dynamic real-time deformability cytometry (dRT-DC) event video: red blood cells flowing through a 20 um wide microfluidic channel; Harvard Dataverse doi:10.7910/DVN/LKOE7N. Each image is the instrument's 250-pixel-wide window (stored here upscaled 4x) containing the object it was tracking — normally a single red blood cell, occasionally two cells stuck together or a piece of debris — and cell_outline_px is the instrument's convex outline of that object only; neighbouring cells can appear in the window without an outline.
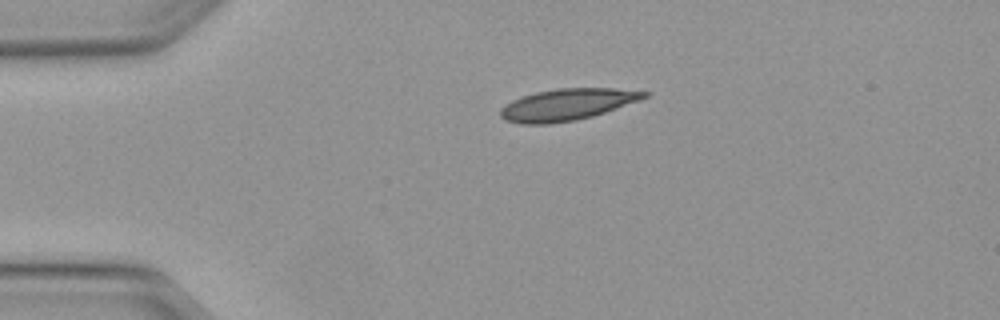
{"species": "Egyptian fruit bat (a non-hibernating species)", "species_latin": "Rousettus aegyptiacus", "temperature_condition": "warm", "stored_images_in_passage": 39, "camera_frame_rate_fps": 3000, "um_per_image_px": 0.085, "animal": {"sex": "female"}, "frame": {"image": 1, "passage_image": 1, "time_ms": 0.0, "image_size_px": [1000, 320], "cell_outline_px": [[652, 92], [648, 96], [640, 100], [592, 116], [576, 120], [548, 124], [520, 124], [504, 120], [500, 116], [500, 108], [512, 100], [536, 92], [556, 88], [612, 88]], "centroid_in_image_um": [48.19, 8.89], "position_along_channel_um": 36.8, "area_um2": 26.47}}
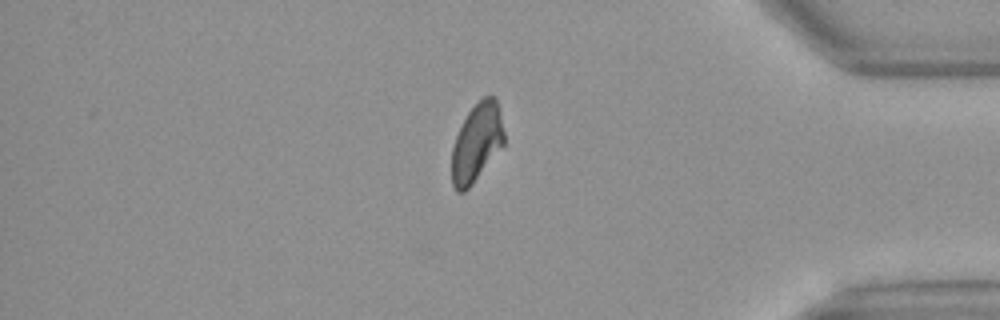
{"frame": {"image": 2, "passage_image": 32, "time_ms": 10.333, "image_size_px": [1000, 320], "cell_outline_px": [[504, 144], [472, 184], [464, 192], [456, 192], [452, 184], [452, 148], [456, 136], [468, 112], [484, 96], [492, 96], [496, 100], [500, 112], [504, 132]], "centroid_in_image_um": [40.51, 12.14], "position_along_channel_um": 394.7, "area_um2": 23.47}}
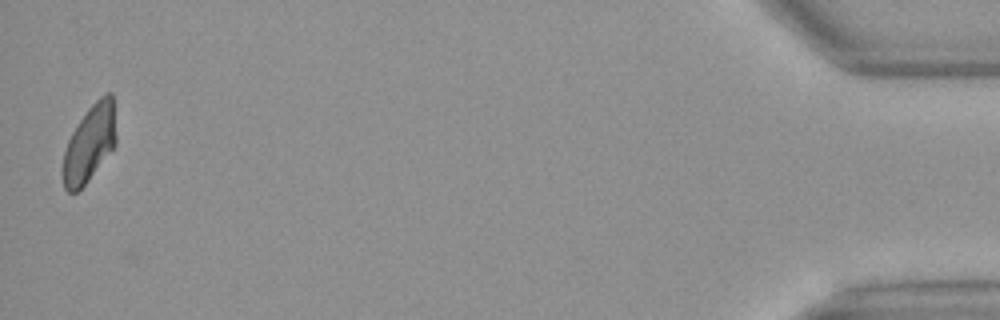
{"frame": {"image": 3, "passage_image": 39, "time_ms": 12.667, "image_size_px": [1000, 320], "cell_outline_px": [[116, 144], [88, 180], [76, 192], [68, 192], [64, 188], [60, 172], [64, 152], [68, 140], [72, 132], [88, 108], [104, 92], [112, 92], [116, 136]], "centroid_in_image_um": [7.58, 12.2], "position_along_channel_um": 427.6, "area_um2": 23.81}, "authors_computed_cell_mechanics": {"area_um2": 26.588, "velocity_mm_per_s": 4.1105, "shape_relaxation_time_tau1_ms": null, "shape_relaxation_time_tau2_ms": 2.4371, "deformation_change_tau1": null, "deformation_change_tau2": 0.0842}}